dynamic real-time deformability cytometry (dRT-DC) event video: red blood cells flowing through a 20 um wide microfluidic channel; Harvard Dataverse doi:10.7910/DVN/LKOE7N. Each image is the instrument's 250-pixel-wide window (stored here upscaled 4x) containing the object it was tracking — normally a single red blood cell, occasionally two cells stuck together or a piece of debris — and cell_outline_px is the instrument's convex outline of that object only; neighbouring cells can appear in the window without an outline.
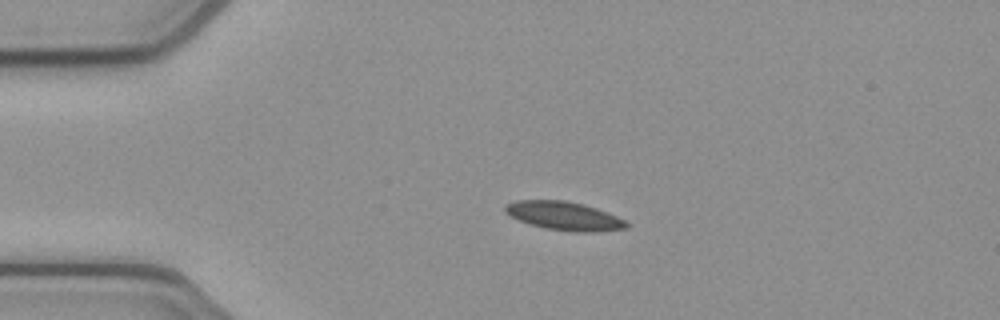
{"species": "common noctule bat (a hibernating species)", "species_latin": "Nyctalus noctula", "temperature_condition": "cold", "stored_images_in_passage": 7, "camera_frame_rate_fps": 3000, "um_per_image_px": 0.085, "animal": {"sex": "female", "body_mass_g": 21.9}, "frame": {"image": 1, "passage_image": 1, "time_ms": 0.0, "image_size_px": [1000, 320], "cell_outline_px": [[632, 224], [624, 228], [596, 232], [572, 232], [544, 228], [520, 220], [504, 212], [504, 204], [516, 200], [564, 200], [584, 204], [596, 208], [616, 216]], "centroid_in_image_um": [47.95, 18.35], "position_along_channel_um": 37.1, "area_um2": 20.17}}